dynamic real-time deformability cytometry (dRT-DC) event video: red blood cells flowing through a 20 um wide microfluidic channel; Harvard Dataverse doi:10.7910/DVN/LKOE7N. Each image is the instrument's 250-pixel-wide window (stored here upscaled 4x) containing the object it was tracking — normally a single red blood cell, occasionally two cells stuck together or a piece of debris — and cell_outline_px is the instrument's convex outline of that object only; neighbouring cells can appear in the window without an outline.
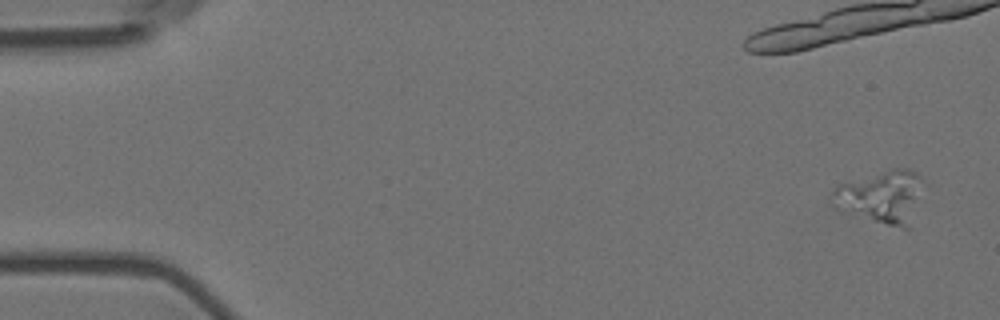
{"species": "Egyptian fruit bat (a non-hibernating species)", "species_latin": "Rousettus aegyptiacus", "temperature_condition": "room temperature", "stored_images_in_passage": 8, "camera_frame_rate_fps": 3000, "um_per_image_px": 0.085, "animal": {"sex": "female"}, "frame": {"image": 1, "passage_image": 1, "time_ms": 0.0, "image_size_px": [1000, 320], "cell_outline_px": [[924, 184], [908, 228], [904, 228], [840, 212], [828, 200], [832, 188], [836, 184], [892, 168], [908, 168], [924, 176]], "centroid_in_image_um": [74.86, 16.68], "position_along_channel_um": 10.1, "area_um2": 28.5}}
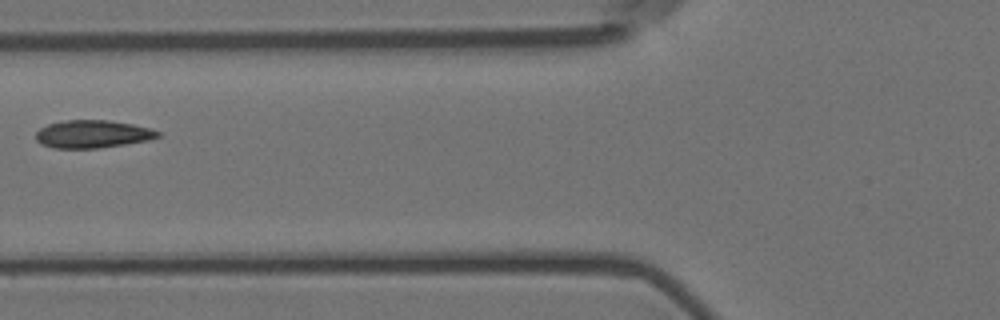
{"frame": {"image": 2, "passage_image": 8, "time_ms": 2.333, "image_size_px": [1000, 320], "cell_outline_px": [[160, 136], [148, 140], [124, 144], [96, 148], [52, 148], [40, 144], [36, 140], [36, 132], [40, 128], [48, 124], [68, 120], [108, 120], [132, 124], [152, 128], [160, 132]], "centroid_in_image_um": [7.86, 11.39], "position_along_channel_um": 117.9, "area_um2": 19.71}}